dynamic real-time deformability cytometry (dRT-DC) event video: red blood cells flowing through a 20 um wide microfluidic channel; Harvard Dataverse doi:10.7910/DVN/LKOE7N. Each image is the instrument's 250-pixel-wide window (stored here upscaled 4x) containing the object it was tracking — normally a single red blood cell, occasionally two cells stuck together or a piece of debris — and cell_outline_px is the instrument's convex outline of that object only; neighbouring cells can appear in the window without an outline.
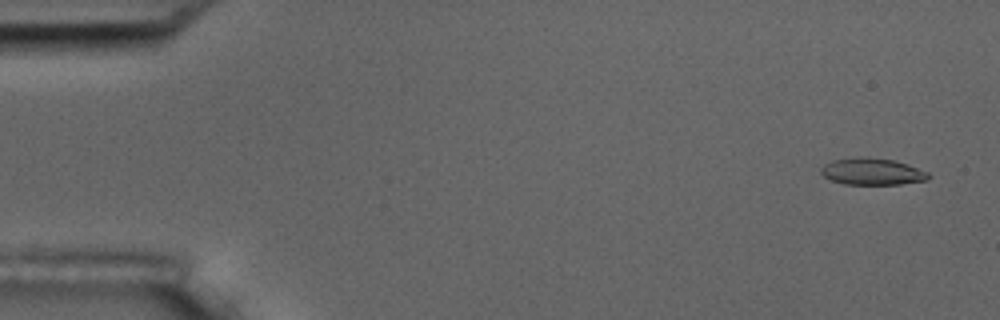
{"species": "common noctule bat (a hibernating species)", "species_latin": "Nyctalus noctula", "temperature_condition": "room temperature", "stored_images_in_passage": 5, "camera_frame_rate_fps": 3000, "um_per_image_px": 0.085, "animal": {"sex": "male", "body_mass_g": 17.5, "forearm_length_mm": 52.3}, "frame": {"image": 1, "passage_image": 1, "time_ms": 0.0, "image_size_px": [1000, 320], "cell_outline_px": [[932, 176], [928, 180], [900, 184], [844, 184], [832, 180], [824, 176], [820, 172], [820, 168], [824, 164], [832, 160], [868, 156], [896, 160], [908, 164], [928, 172]], "centroid_in_image_um": [74.16, 14.57], "position_along_channel_um": 10.8, "area_um2": 16.94}}
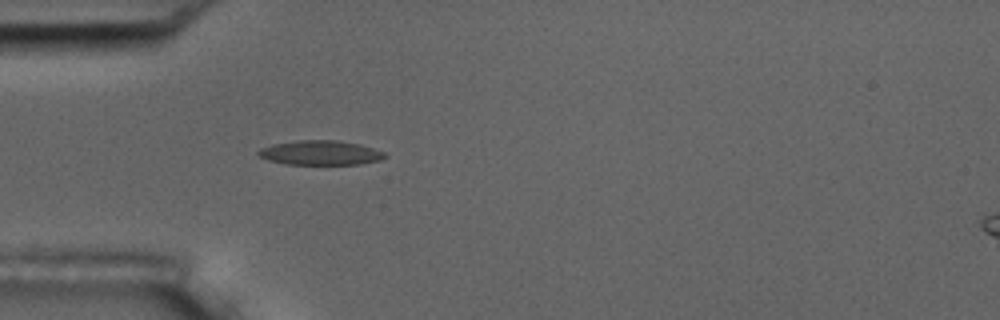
{"frame": {"image": 2, "passage_image": 5, "time_ms": 4.667, "image_size_px": [1000, 320], "cell_outline_px": [[388, 156], [380, 160], [360, 164], [284, 164], [268, 160], [260, 156], [256, 152], [260, 148], [272, 144], [300, 140], [340, 140], [360, 144], [384, 152]], "centroid_in_image_um": [27.23, 12.98], "position_along_channel_um": 57.8, "area_um2": 18.09}}